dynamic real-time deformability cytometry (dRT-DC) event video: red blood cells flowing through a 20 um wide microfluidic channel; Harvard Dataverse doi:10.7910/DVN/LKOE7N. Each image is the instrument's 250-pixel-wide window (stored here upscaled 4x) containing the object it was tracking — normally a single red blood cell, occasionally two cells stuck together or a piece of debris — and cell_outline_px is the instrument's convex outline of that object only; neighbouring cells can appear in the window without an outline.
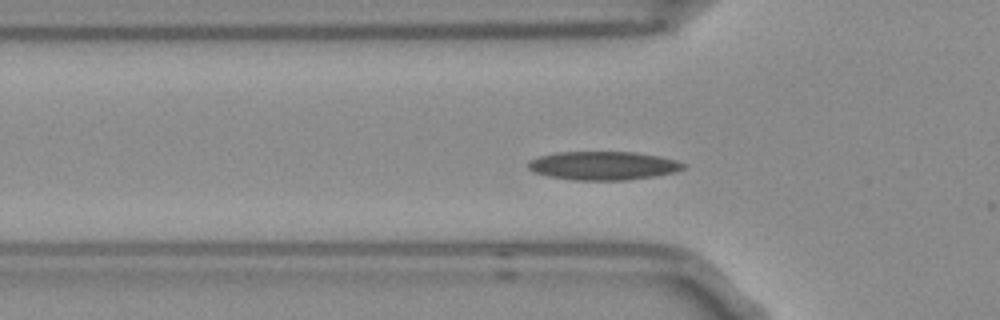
{"species": "Egyptian fruit bat (a non-hibernating species)", "species_latin": "Rousettus aegyptiacus", "temperature_condition": "room temperature", "stored_images_in_passage": 11, "camera_frame_rate_fps": 3000, "um_per_image_px": 0.085, "frame": {"image": 1, "passage_image": 9, "time_ms": 2.667, "image_size_px": [1000, 320], "cell_outline_px": [[688, 164], [684, 168], [676, 172], [656, 176], [628, 180], [572, 180], [548, 176], [532, 172], [528, 168], [528, 164], [532, 160], [540, 156], [556, 152], [632, 152], [656, 156], [676, 160]], "centroid_in_image_um": [51.29, 14.09], "position_along_channel_um": 74.5, "area_um2": 25.84}}